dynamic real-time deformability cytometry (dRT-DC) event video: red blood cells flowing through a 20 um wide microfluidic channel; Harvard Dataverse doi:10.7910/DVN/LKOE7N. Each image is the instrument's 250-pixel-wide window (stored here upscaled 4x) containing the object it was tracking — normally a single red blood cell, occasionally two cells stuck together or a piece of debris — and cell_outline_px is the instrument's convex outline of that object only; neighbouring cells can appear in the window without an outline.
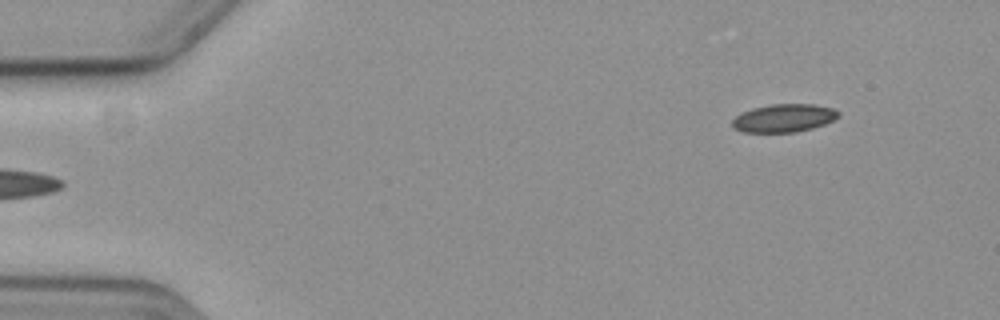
{"species": "common noctule bat (a hibernating species)", "species_latin": "Nyctalus noctula", "temperature_condition": "cold", "stored_images_in_passage": 52, "camera_frame_rate_fps": 3000, "um_per_image_px": 0.085, "animal": {"sex": "female", "body_mass_g": 19.3, "forearm_length_mm": 54.1}, "frame": {"image": 1, "passage_image": 1, "time_ms": 0.0, "image_size_px": [1000, 320], "cell_outline_px": [[840, 116], [824, 124], [812, 128], [796, 132], [744, 132], [732, 128], [732, 120], [736, 116], [752, 108], [772, 104], [812, 104], [832, 108], [840, 112]], "centroid_in_image_um": [66.62, 10.04], "position_along_channel_um": 18.4, "area_um2": 17.28}}
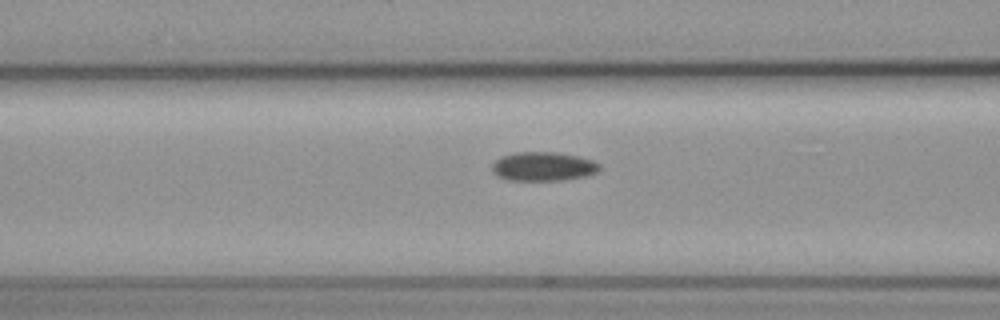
{"frame": {"image": 2, "passage_image": 18, "time_ms": 5.667, "image_size_px": [1000, 320], "cell_outline_px": [[600, 168], [596, 172], [584, 176], [560, 180], [508, 180], [496, 176], [492, 172], [492, 164], [500, 156], [516, 152], [556, 152], [576, 156], [592, 160], [600, 164]], "centroid_in_image_um": [46.12, 14.14], "position_along_channel_um": 120.5, "area_um2": 18.09}}
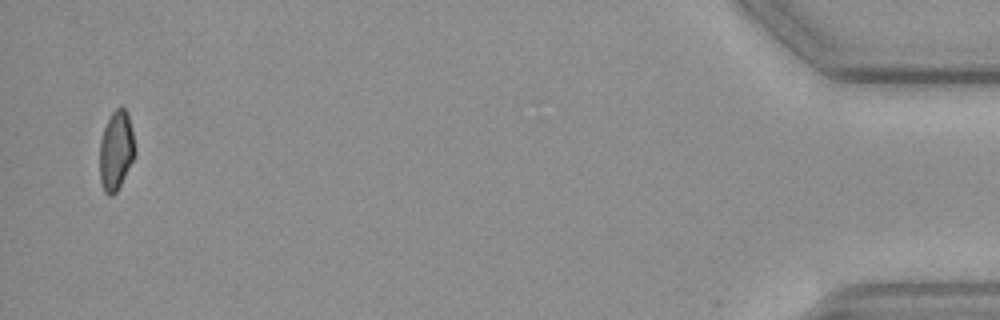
{"frame": {"image": 3, "passage_image": 51, "time_ms": 16.667, "image_size_px": [1000, 320], "cell_outline_px": [[136, 156], [116, 192], [112, 196], [108, 196], [104, 192], [100, 180], [100, 140], [104, 128], [112, 112], [120, 104], [128, 112], [136, 148]], "centroid_in_image_um": [9.89, 12.79], "position_along_channel_um": 425.3, "area_um2": 16.59}}